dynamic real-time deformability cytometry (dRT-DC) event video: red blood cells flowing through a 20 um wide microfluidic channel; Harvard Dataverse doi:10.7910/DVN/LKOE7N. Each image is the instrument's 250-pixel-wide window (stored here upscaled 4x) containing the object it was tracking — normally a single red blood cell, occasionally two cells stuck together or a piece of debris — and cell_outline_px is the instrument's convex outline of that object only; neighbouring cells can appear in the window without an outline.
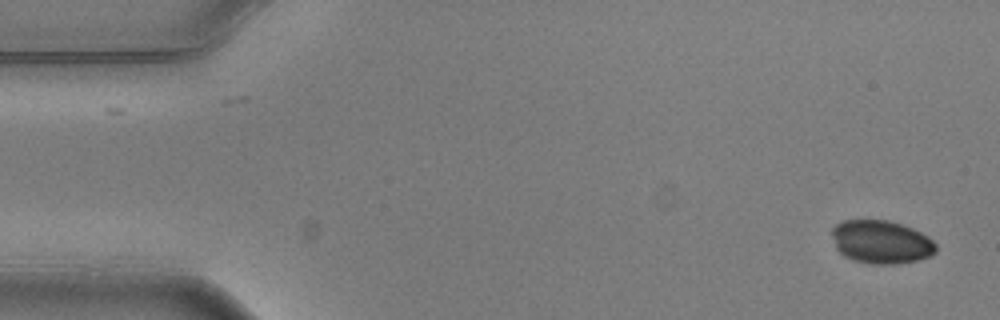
{"species": "common noctule bat (a hibernating species)", "species_latin": "Nyctalus noctula", "temperature_condition": "warm", "stored_images_in_passage": 2, "camera_frame_rate_fps": 3000, "um_per_image_px": 0.085, "animal": {"sex": "male", "body_mass_g": 20.5, "forearm_length_mm": 52.5}, "frame": {"image": 1, "passage_image": 2, "time_ms": 0.333, "image_size_px": [1000, 320], "cell_outline_px": [[936, 252], [932, 256], [916, 260], [896, 264], [872, 264], [852, 260], [844, 256], [836, 248], [832, 236], [832, 228], [836, 224], [844, 220], [888, 220], [912, 228], [928, 236], [936, 244]], "centroid_in_image_um": [74.9, 20.57], "position_along_channel_um": 10.1, "area_um2": 26.3}}